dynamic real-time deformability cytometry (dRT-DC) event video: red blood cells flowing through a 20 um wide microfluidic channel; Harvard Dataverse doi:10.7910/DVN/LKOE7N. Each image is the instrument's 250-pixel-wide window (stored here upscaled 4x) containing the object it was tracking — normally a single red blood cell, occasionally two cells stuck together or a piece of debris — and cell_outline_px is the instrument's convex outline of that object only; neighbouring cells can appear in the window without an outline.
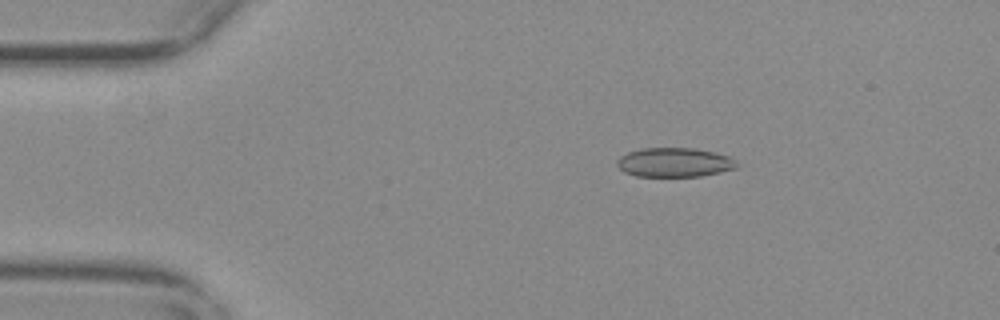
{"species": "common noctule bat (a hibernating species)", "species_latin": "Nyctalus noctula", "temperature_condition": "warm", "stored_images_in_passage": 40, "camera_frame_rate_fps": 3000, "um_per_image_px": 0.085, "animal": {"sex": "female", "body_mass_g": 29.2, "forearm_length_mm": 56.3}, "frame": {"image": 1, "passage_image": 6, "time_ms": 1.667, "image_size_px": [1000, 320], "cell_outline_px": [[736, 168], [720, 172], [700, 176], [636, 176], [624, 172], [616, 164], [616, 160], [620, 156], [628, 152], [640, 148], [696, 148], [728, 156], [736, 160]], "centroid_in_image_um": [57.29, 13.8], "position_along_channel_um": 27.7, "area_um2": 20.35}}
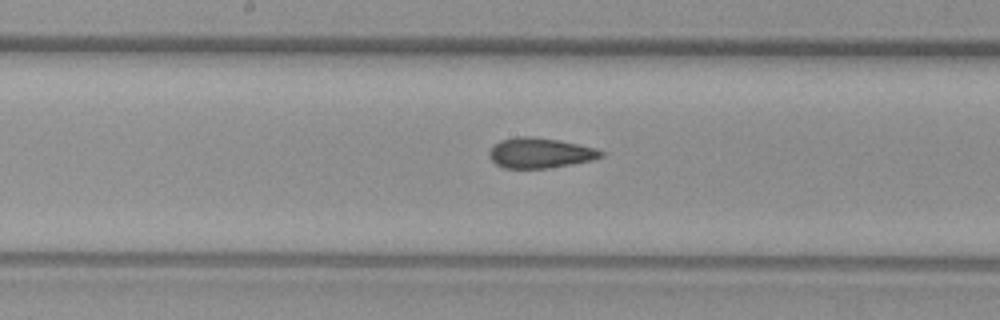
{"frame": {"image": 2, "passage_image": 25, "time_ms": 8.0, "image_size_px": [1000, 320], "cell_outline_px": [[604, 156], [592, 160], [548, 168], [504, 168], [496, 164], [488, 156], [488, 152], [500, 140], [516, 136], [532, 136], [560, 140], [596, 148], [604, 152]], "centroid_in_image_um": [45.9, 12.99], "position_along_channel_um": 202.3, "area_um2": 19.71}}
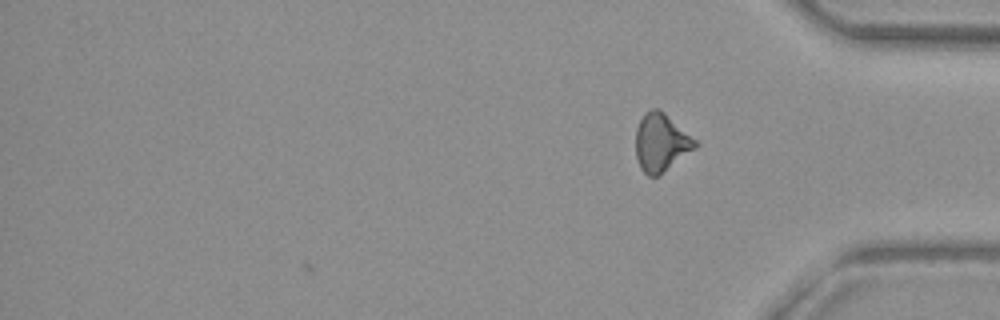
{"frame": {"image": 3, "passage_image": 40, "time_ms": 13.0, "image_size_px": [1000, 320], "cell_outline_px": [[700, 144], [696, 148], [660, 176], [648, 176], [640, 168], [636, 156], [636, 128], [644, 112], [652, 108], [656, 108], [664, 112], [696, 140]], "centroid_in_image_um": [56.19, 12.13], "position_along_channel_um": 379.0, "area_um2": 20.23}, "authors_computed_cell_mechanics": {"area_um2": 19.9699, "velocity_mm_per_s": 3.7034, "shape_relaxation_time_tau1_ms": null, "shape_relaxation_time_tau2_ms": 3.0297, "deformation_change_tau1": null, "deformation_change_tau2": 0.0849}}